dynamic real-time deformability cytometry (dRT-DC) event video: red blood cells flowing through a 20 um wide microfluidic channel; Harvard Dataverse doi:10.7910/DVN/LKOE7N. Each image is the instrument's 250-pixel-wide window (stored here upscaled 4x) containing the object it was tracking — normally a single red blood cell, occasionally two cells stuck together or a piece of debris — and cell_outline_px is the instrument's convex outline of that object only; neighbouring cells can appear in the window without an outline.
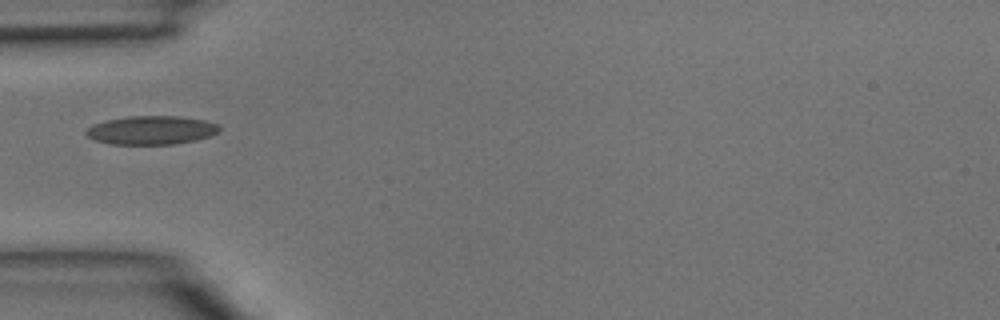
{"species": "common noctule bat (a hibernating species)", "species_latin": "Nyctalus noctula", "temperature_condition": "room temperature", "stored_images_in_passage": 4, "camera_frame_rate_fps": 3000, "um_per_image_px": 0.085, "animal": {"sex": "male", "body_mass_g": 15.6}, "frame": {"image": 1, "passage_image": 4, "time_ms": 1.0, "image_size_px": [1000, 320], "cell_outline_px": [[220, 128], [212, 136], [196, 140], [176, 144], [108, 144], [96, 140], [88, 136], [84, 132], [88, 128], [96, 124], [108, 120], [128, 116], [180, 116], [204, 120], [216, 124]], "centroid_in_image_um": [12.88, 11.07], "position_along_channel_um": 72.1, "area_um2": 22.08}}